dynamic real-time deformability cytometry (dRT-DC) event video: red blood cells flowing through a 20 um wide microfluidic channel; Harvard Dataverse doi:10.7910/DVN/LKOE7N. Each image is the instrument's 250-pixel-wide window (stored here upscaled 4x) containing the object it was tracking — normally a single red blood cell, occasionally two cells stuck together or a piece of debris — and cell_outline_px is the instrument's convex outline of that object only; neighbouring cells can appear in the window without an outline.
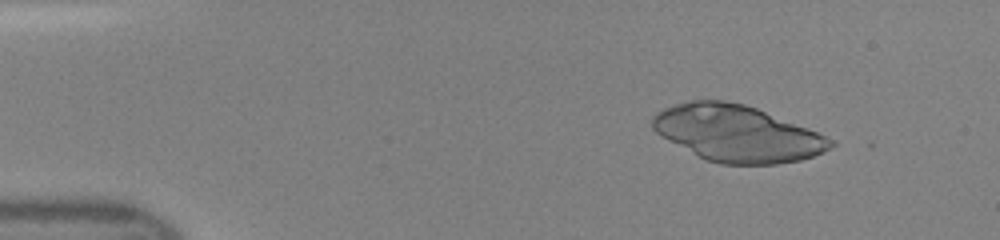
{"species": "human", "species_latin": "Homo sapiens", "temperature_condition": "room temperature", "stored_images_in_passage": 44, "segment_of_instrument_passage": [1, 2], "camera_frame_rate_fps": 3000, "um_per_image_px": 0.085, "donor": {"sex": "female"}, "frame": {"image": 1, "passage_image": 6, "time_ms": 1.667, "image_size_px": [1000, 240], "cell_outline_px": [[836, 144], [832, 148], [812, 156], [800, 160], [776, 164], [720, 164], [704, 160], [660, 136], [652, 128], [652, 116], [656, 112], [664, 108], [676, 104], [692, 100], [724, 100], [744, 104], [756, 108], [808, 128], [832, 140]], "centroid_in_image_um": [62.61, 11.35], "position_along_channel_um": 22.4, "area_um2": 58.38}}